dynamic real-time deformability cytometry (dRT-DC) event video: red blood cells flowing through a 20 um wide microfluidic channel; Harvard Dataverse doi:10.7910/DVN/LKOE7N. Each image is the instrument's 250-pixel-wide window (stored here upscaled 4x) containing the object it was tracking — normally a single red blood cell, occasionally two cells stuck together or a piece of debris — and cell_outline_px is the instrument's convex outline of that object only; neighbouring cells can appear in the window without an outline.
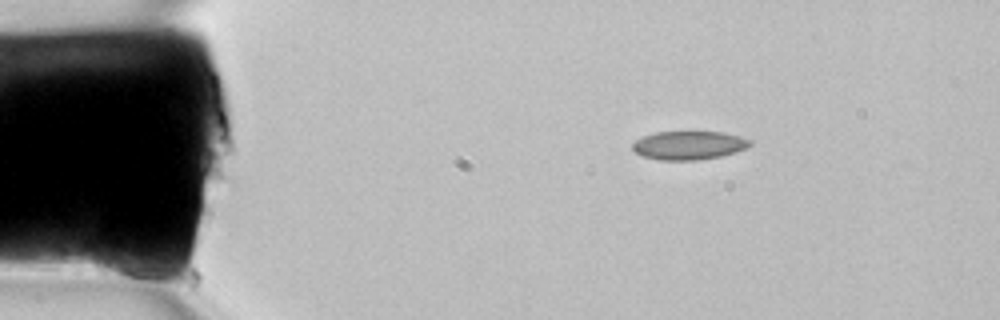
{"species": "common noctule bat (a hibernating species)", "species_latin": "Nyctalus noctula", "temperature_condition": "room temperature", "stored_images_in_passage": 3, "camera_frame_rate_fps": 3000, "um_per_image_px": 0.085, "animal": {"sex": "female", "body_mass_g": 22.7, "forearm_length_mm": 54.2}, "frame": {"image": 1, "passage_image": 1, "time_ms": 0.0, "image_size_px": [1000, 320], "cell_outline_px": [[160, 288], [156, 288], [96, 272], [92, 264], [92, 256], [96, 248], [100, 248], [140, 256], [160, 276]], "centroid_in_image_um": [10.63, 22.72], "position_along_channel_um": 74.4, "area_um2": 11.73}}